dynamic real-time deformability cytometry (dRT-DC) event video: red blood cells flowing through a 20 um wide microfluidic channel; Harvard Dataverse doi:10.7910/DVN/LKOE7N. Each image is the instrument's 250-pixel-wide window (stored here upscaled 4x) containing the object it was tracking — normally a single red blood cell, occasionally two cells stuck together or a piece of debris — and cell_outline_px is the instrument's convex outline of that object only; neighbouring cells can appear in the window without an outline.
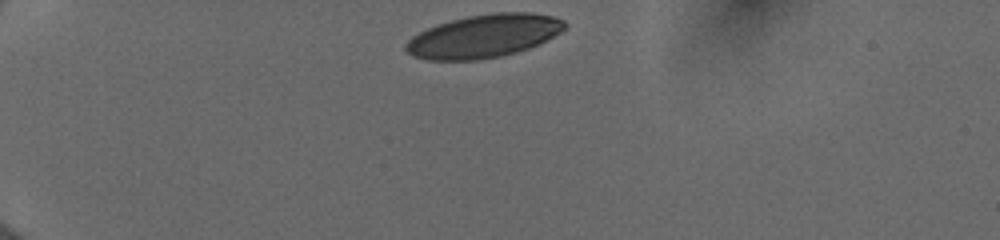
{"species": "human", "species_latin": "Homo sapiens", "temperature_condition": "cold", "stored_images_in_passage": 35, "camera_frame_rate_fps": 3000, "um_per_image_px": 0.085, "donor": {"sex": "female"}, "frame": {"image": 1, "passage_image": 1, "time_ms": 0.0, "image_size_px": [1000, 240], "cell_outline_px": [[564, 28], [560, 32], [528, 48], [516, 52], [500, 56], [476, 60], [424, 60], [412, 56], [404, 48], [404, 44], [412, 36], [436, 24], [468, 16], [492, 12], [532, 12], [552, 16], [564, 20]], "centroid_in_image_um": [41.06, 3.06], "position_along_channel_um": 43.9, "area_um2": 39.71}}
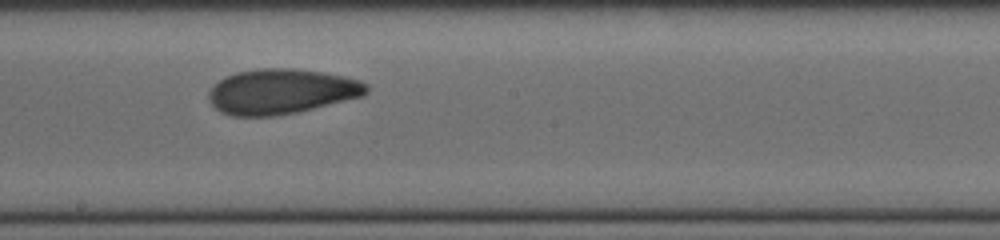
{"frame": {"image": 2, "passage_image": 19, "time_ms": 6.0, "image_size_px": [1000, 240], "cell_outline_px": [[368, 92], [364, 96], [296, 112], [276, 116], [232, 116], [220, 112], [208, 100], [208, 92], [212, 84], [224, 76], [236, 72], [260, 68], [292, 68], [320, 72], [344, 76], [360, 80], [368, 84]], "centroid_in_image_um": [23.88, 7.77], "position_along_channel_um": 224.3, "area_um2": 41.73}}
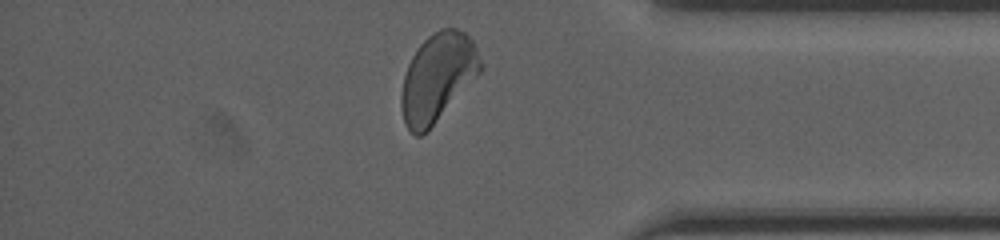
{"frame": {"image": 3, "passage_image": 33, "time_ms": 10.667, "image_size_px": [1000, 240], "cell_outline_px": [[484, 68], [428, 132], [420, 136], [416, 136], [404, 124], [400, 108], [400, 96], [404, 76], [408, 64], [412, 56], [420, 44], [428, 36], [440, 28], [456, 28], [464, 32], [472, 40], [476, 48]], "centroid_in_image_um": [37.18, 6.61], "position_along_channel_um": 398.0, "area_um2": 40.86}, "authors_computed_cell_mechanics": {"area_um2": 40.9224, "velocity_mm_per_s": 3.982, "shape_relaxation_time_tau1_ms": 3.0316, "shape_relaxation_time_tau2_ms": 1.9131, "deformation_change_tau1": 0.1393, "deformation_change_tau2": 0.0783}}